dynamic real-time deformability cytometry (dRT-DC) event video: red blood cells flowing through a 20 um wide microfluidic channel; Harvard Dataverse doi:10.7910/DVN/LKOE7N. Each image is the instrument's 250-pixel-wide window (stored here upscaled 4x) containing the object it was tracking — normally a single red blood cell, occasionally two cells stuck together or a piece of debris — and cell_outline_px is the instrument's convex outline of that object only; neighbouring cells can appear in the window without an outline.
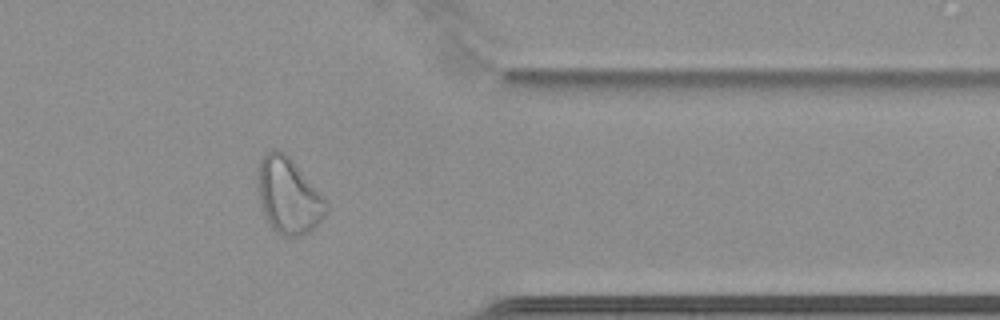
{"species": "common noctule bat (a hibernating species)", "species_latin": "Nyctalus noctula", "temperature_condition": "cold", "stored_images_in_passage": 63, "camera_frame_rate_fps": 3000, "um_per_image_px": 0.085, "animal": {"sex": "female", "body_mass_g": 22.7, "forearm_length_mm": 54.2}, "frame": {"image": 1, "passage_image": 54, "time_ms": 17.667, "image_size_px": [1000, 320], "cell_outline_px": [[328, 208], [324, 216], [316, 228], [304, 236], [284, 236], [276, 232], [272, 228], [264, 216], [256, 184], [256, 168], [260, 160], [272, 148], [276, 148], [284, 152], [292, 160], [328, 204]], "centroid_in_image_um": [24.48, 16.65], "position_along_channel_um": 386.9, "area_um2": 30.35}}